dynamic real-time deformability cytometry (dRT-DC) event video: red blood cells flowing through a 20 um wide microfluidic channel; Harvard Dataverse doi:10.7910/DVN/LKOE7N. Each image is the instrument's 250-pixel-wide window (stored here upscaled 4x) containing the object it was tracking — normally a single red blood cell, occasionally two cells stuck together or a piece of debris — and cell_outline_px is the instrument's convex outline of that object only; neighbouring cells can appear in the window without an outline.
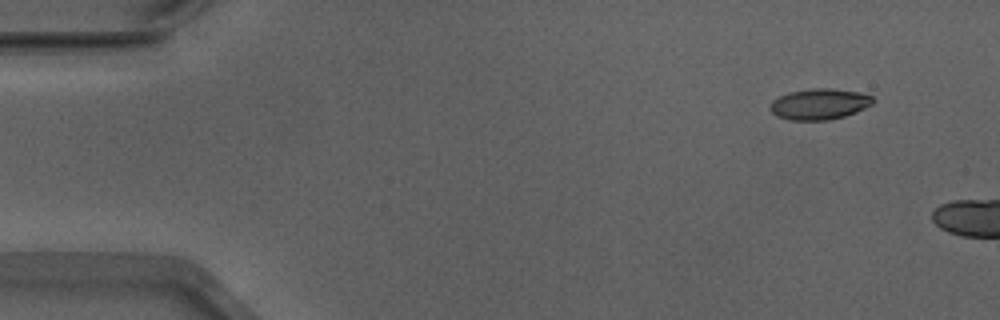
{"species": "Egyptian fruit bat (a non-hibernating species)", "species_latin": "Rousettus aegyptiacus", "temperature_condition": "warm", "stored_images_in_passage": 5, "camera_frame_rate_fps": 3000, "um_per_image_px": 0.085, "animal": {"sex": "male"}, "frame": {"image": 1, "passage_image": 1, "time_ms": 0.0, "image_size_px": [1000, 320], "cell_outline_px": [[876, 100], [872, 104], [856, 112], [844, 116], [828, 120], [788, 120], [776, 116], [768, 108], [772, 100], [788, 92], [812, 88], [832, 88], [860, 92], [872, 96]], "centroid_in_image_um": [69.64, 8.84], "position_along_channel_um": 15.4, "area_um2": 18.73}}